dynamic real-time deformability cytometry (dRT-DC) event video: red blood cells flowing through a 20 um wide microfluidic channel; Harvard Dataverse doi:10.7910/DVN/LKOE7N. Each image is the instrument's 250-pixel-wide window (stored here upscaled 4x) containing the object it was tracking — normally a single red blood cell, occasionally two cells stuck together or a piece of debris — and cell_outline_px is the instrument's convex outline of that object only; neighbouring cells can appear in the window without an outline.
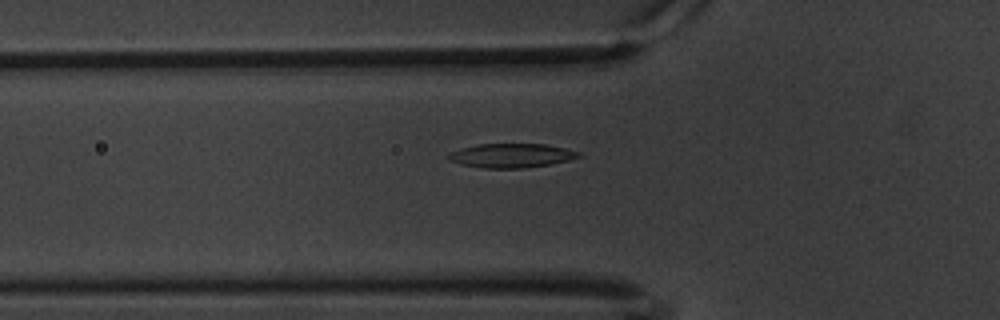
{"species": "common noctule bat (a hibernating species)", "species_latin": "Nyctalus noctula", "temperature_condition": "warm", "stored_images_in_passage": 45, "camera_frame_rate_fps": 3000, "um_per_image_px": 0.085, "animal": {"sex": "male", "body_mass_g": 20.1, "forearm_length_mm": 53.5}, "frame": {"image": 1, "passage_image": 6, "time_ms": 1.667, "image_size_px": [1000, 320], "cell_outline_px": [[580, 156], [568, 160], [548, 164], [524, 168], [484, 168], [464, 164], [448, 160], [444, 156], [448, 152], [460, 148], [476, 144], [544, 144], [564, 148], [580, 152]], "centroid_in_image_um": [43.38, 13.21], "position_along_channel_um": 82.4, "area_um2": 18.21}}
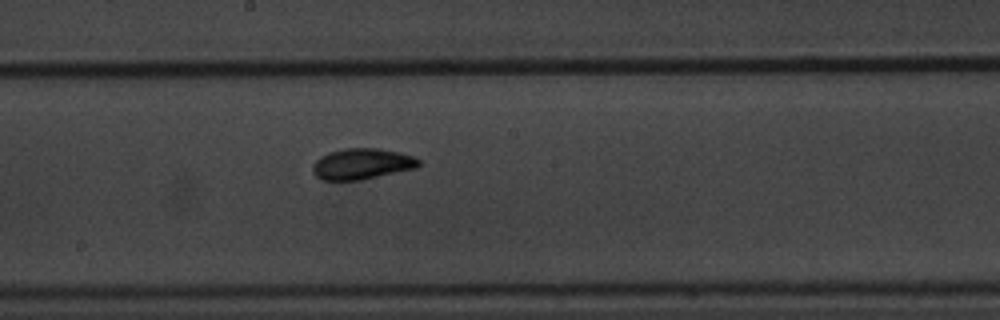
{"frame": {"image": 2, "passage_image": 18, "time_ms": 5.667, "image_size_px": [1000, 320], "cell_outline_px": [[420, 164], [416, 168], [360, 180], [320, 180], [312, 172], [312, 164], [320, 156], [328, 152], [344, 148], [380, 148], [400, 152], [412, 156], [420, 160]], "centroid_in_image_um": [30.73, 13.92], "position_along_channel_um": 217.5, "area_um2": 19.25}}
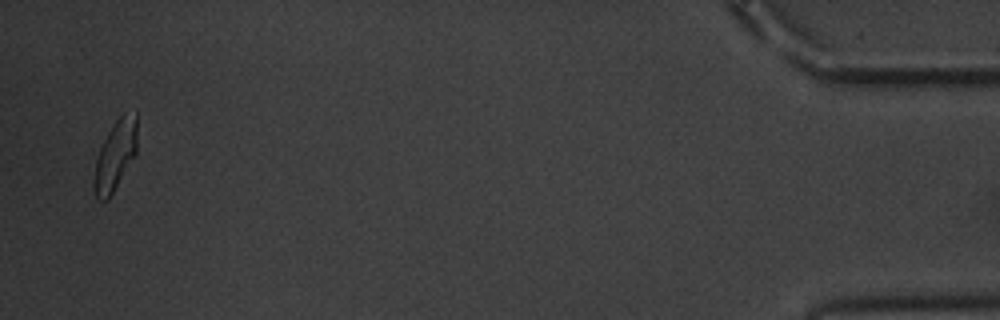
{"frame": {"image": 3, "passage_image": 44, "time_ms": 14.333, "image_size_px": [1000, 320], "cell_outline_px": [[136, 156], [108, 200], [96, 200], [92, 184], [96, 160], [100, 148], [108, 132], [116, 120], [124, 112], [136, 112]], "centroid_in_image_um": [9.79, 13.25], "position_along_channel_um": 425.4, "area_um2": 17.69}, "authors_computed_cell_mechanics": {"area_um2": 18.4382, "velocity_mm_per_s": 3.3555, "shape_relaxation_time_tau1_ms": 3.0345, "shape_relaxation_time_tau2_ms": 1.6107, "deformation_change_tau1": 0.1436, "deformation_change_tau2": 0.0628}}